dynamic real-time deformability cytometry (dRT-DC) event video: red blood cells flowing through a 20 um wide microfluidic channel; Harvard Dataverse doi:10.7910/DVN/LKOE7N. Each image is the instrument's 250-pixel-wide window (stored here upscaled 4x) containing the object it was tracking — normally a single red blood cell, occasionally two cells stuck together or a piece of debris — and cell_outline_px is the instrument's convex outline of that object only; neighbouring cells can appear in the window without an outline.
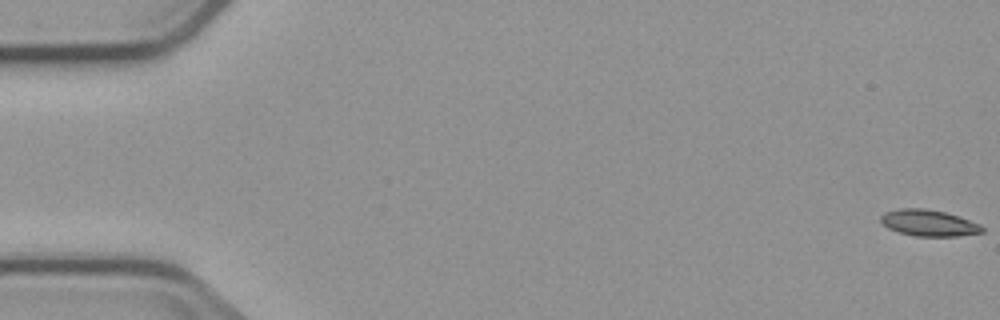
{"species": "common noctule bat (a hibernating species)", "species_latin": "Nyctalus noctula", "temperature_condition": "cold", "stored_images_in_passage": 8, "camera_frame_rate_fps": 3000, "um_per_image_px": 0.085, "animal": {"sex": "male", "body_mass_g": 23.1, "forearm_length_mm": 52.7}, "frame": {"image": 1, "passage_image": 1, "time_ms": 0.0, "image_size_px": [1000, 320], "cell_outline_px": [[984, 232], [956, 236], [916, 236], [900, 232], [888, 228], [880, 220], [880, 216], [884, 212], [900, 208], [924, 208], [944, 212], [980, 224], [984, 228]], "centroid_in_image_um": [78.92, 18.95], "position_along_channel_um": 6.1, "area_um2": 15.37}}
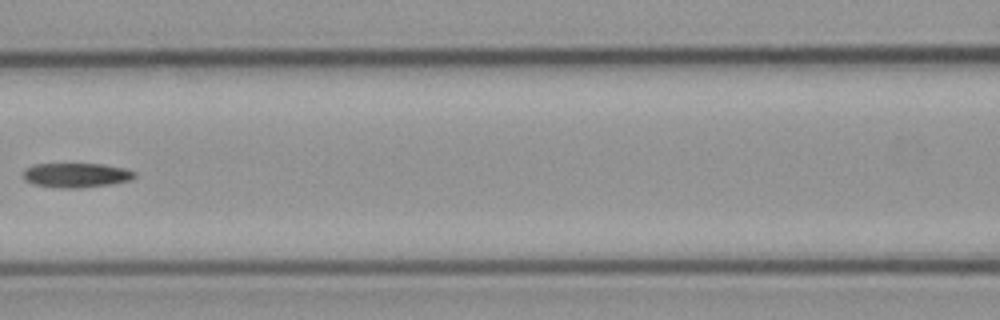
{"frame": {"image": 2, "passage_image": 7, "time_ms": 8.333, "image_size_px": [1000, 320], "cell_outline_px": [[136, 176], [128, 180], [112, 184], [80, 188], [60, 188], [32, 184], [24, 180], [24, 168], [32, 164], [104, 164], [124, 168], [136, 172]], "centroid_in_image_um": [6.45, 14.89], "position_along_channel_um": 160.1, "area_um2": 16.01}}
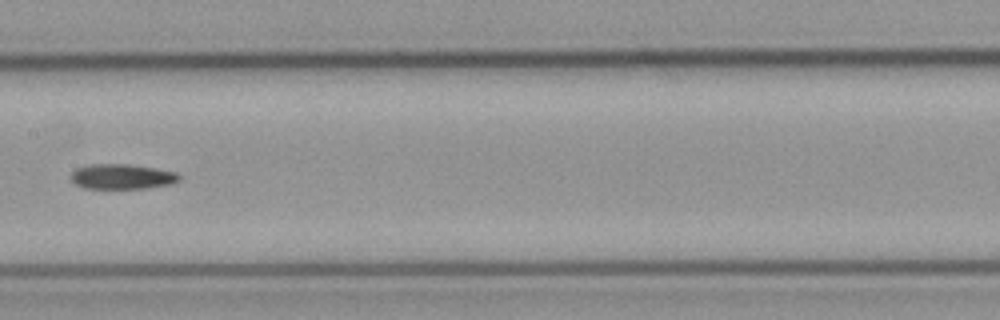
{"frame": {"image": 3, "passage_image": 8, "time_ms": 9.333, "image_size_px": [1000, 320], "cell_outline_px": [[180, 180], [172, 184], [148, 188], [84, 188], [76, 184], [72, 180], [72, 172], [76, 168], [92, 164], [128, 164], [156, 168], [176, 172], [180, 176]], "centroid_in_image_um": [10.41, 15.01], "position_along_channel_um": 197.0, "area_um2": 15.78}}